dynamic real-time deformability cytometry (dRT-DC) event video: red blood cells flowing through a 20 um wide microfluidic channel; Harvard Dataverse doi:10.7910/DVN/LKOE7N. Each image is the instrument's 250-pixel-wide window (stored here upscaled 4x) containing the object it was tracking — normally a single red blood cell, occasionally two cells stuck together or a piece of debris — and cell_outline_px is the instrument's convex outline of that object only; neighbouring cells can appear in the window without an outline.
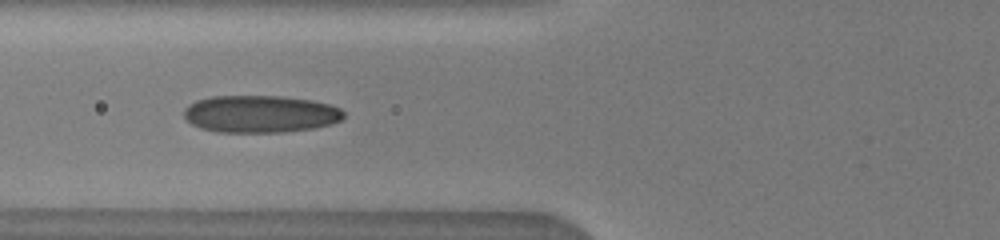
{"species": "human", "species_latin": "Homo sapiens", "temperature_condition": "warm", "stored_images_in_passage": 41, "camera_frame_rate_fps": 3000, "um_per_image_px": 0.085, "donor": {"sex": "male"}, "frame": {"image": 1, "passage_image": 7, "time_ms": 1.667, "image_size_px": [1000, 240], "cell_outline_px": [[344, 116], [340, 120], [332, 124], [312, 128], [284, 132], [216, 132], [200, 128], [192, 124], [184, 116], [184, 108], [188, 104], [196, 100], [212, 96], [280, 96], [312, 100], [328, 104], [340, 108], [344, 112]], "centroid_in_image_um": [22.11, 9.68], "position_along_channel_um": 103.7, "area_um2": 34.8}}